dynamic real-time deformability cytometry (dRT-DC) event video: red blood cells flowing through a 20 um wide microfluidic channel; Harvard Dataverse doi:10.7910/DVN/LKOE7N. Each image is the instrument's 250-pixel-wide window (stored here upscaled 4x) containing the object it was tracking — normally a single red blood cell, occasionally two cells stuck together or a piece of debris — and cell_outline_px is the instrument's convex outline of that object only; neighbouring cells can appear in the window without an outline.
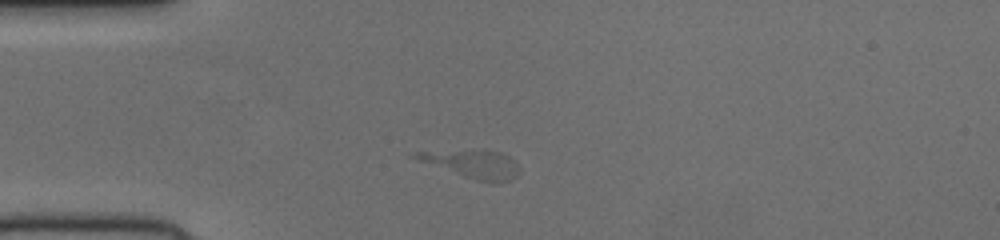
{"species": "human", "species_latin": "Homo sapiens", "temperature_condition": "cold", "stored_images_in_passage": 38, "camera_frame_rate_fps": 3000, "um_per_image_px": 0.085, "donor": {"sex": "female"}, "frame": {"image": 1, "passage_image": 6, "time_ms": 1.667, "image_size_px": [1000, 240], "cell_outline_px": [[520, 172], [516, 176], [508, 180], [496, 184], [476, 180], [408, 156], [416, 152], [484, 148], [500, 152], [516, 160], [520, 168]], "centroid_in_image_um": [40.25, 13.91], "position_along_channel_um": 44.8, "area_um2": 17.22}}